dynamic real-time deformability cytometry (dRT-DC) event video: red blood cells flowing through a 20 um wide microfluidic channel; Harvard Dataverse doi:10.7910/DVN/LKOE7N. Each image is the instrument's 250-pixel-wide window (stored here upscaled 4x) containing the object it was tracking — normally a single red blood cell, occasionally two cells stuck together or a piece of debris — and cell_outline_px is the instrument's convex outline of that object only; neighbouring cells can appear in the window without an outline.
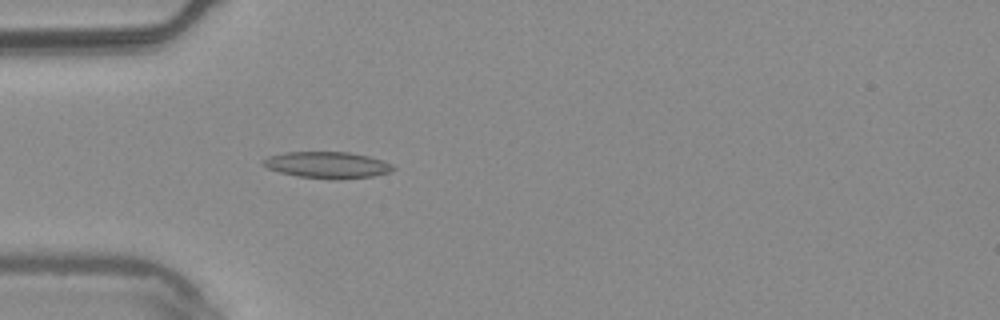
{"species": "common noctule bat (a hibernating species)", "species_latin": "Nyctalus noctula", "temperature_condition": "warm", "stored_images_in_passage": 5, "camera_frame_rate_fps": 3000, "um_per_image_px": 0.085, "animal": {"sex": "male", "body_mass_g": 20.4}, "frame": {"image": 1, "passage_image": 5, "time_ms": 1.333, "image_size_px": [1000, 320], "cell_outline_px": [[396, 168], [388, 172], [372, 176], [336, 180], [332, 180], [296, 176], [280, 172], [268, 168], [260, 164], [268, 156], [284, 152], [348, 152], [368, 156], [392, 164]], "centroid_in_image_um": [27.79, 14.03], "position_along_channel_um": 57.2, "area_um2": 20.06}}